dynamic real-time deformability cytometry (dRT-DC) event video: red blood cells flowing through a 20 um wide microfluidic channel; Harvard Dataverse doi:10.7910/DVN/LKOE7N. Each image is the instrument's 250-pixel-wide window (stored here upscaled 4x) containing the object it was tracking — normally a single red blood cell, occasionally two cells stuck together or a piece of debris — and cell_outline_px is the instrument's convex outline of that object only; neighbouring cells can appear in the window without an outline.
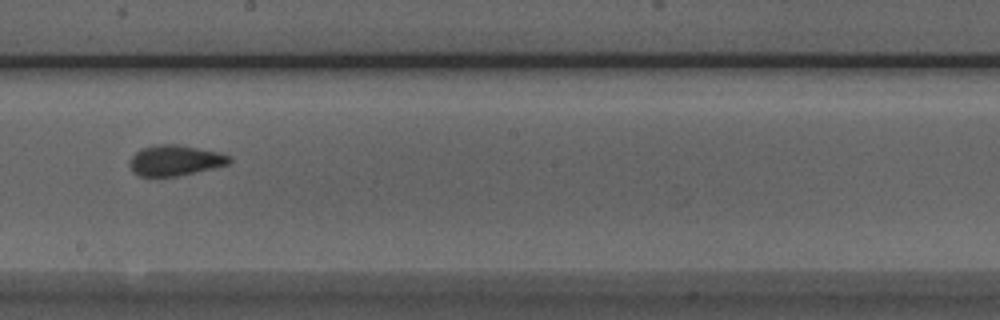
{"species": "Egyptian fruit bat (a non-hibernating species)", "species_latin": "Rousettus aegyptiacus", "temperature_condition": "room temperature", "stored_images_in_passage": 10, "camera_frame_rate_fps": 3000, "um_per_image_px": 0.085, "animal": {"sex": "male"}, "frame": {"image": 1, "passage_image": 9, "time_ms": 2.667, "image_size_px": [1000, 320], "cell_outline_px": [[232, 160], [228, 164], [212, 168], [176, 176], [136, 176], [132, 172], [128, 164], [132, 156], [140, 148], [156, 144], [176, 144], [220, 152], [232, 156]], "centroid_in_image_um": [14.85, 13.62], "position_along_channel_um": 233.3, "area_um2": 17.86}}
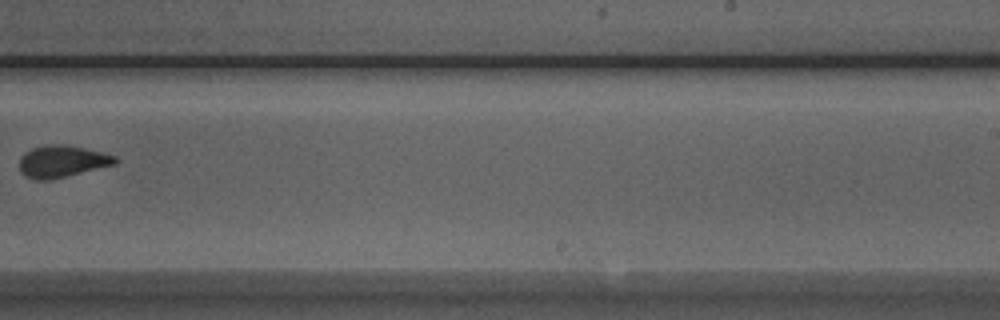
{"frame": {"image": 2, "passage_image": 10, "time_ms": 3.0, "image_size_px": [1000, 320], "cell_outline_px": [[120, 160], [116, 164], [48, 180], [36, 180], [24, 176], [20, 172], [20, 160], [24, 152], [32, 148], [48, 144], [60, 144], [84, 148], [116, 156]], "centroid_in_image_um": [5.26, 13.72], "position_along_channel_um": 283.7, "area_um2": 17.69}}